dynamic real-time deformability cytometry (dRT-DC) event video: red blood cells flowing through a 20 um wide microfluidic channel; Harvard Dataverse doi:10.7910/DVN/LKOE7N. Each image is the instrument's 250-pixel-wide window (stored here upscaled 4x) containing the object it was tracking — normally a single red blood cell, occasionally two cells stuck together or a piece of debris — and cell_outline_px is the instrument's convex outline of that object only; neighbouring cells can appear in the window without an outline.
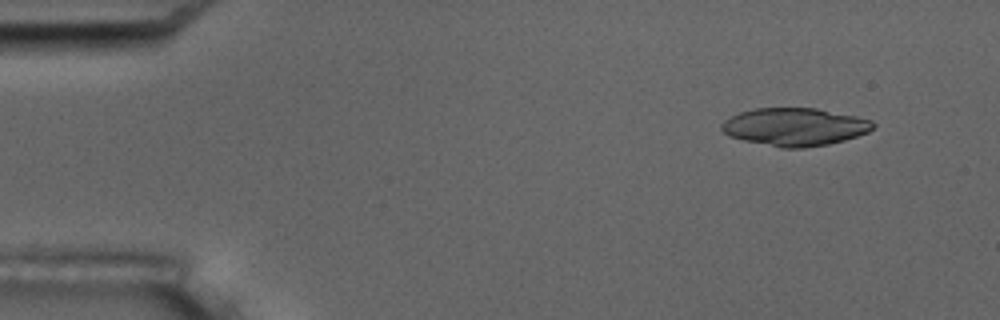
{"species": "common noctule bat (a hibernating species)", "species_latin": "Nyctalus noctula", "temperature_condition": "room temperature", "stored_images_in_passage": 6, "camera_frame_rate_fps": 3000, "um_per_image_px": 0.085, "animal": {"sex": "male", "body_mass_g": 17.5, "forearm_length_mm": 52.3}, "frame": {"image": 1, "passage_image": 2, "time_ms": 1.0, "image_size_px": [1000, 320], "cell_outline_px": [[876, 124], [868, 132], [844, 140], [828, 144], [804, 148], [780, 148], [744, 140], [728, 136], [720, 128], [720, 124], [724, 120], [740, 112], [756, 108], [816, 108], [856, 116], [872, 120]], "centroid_in_image_um": [67.54, 10.78], "position_along_channel_um": 17.5, "area_um2": 33.41}}